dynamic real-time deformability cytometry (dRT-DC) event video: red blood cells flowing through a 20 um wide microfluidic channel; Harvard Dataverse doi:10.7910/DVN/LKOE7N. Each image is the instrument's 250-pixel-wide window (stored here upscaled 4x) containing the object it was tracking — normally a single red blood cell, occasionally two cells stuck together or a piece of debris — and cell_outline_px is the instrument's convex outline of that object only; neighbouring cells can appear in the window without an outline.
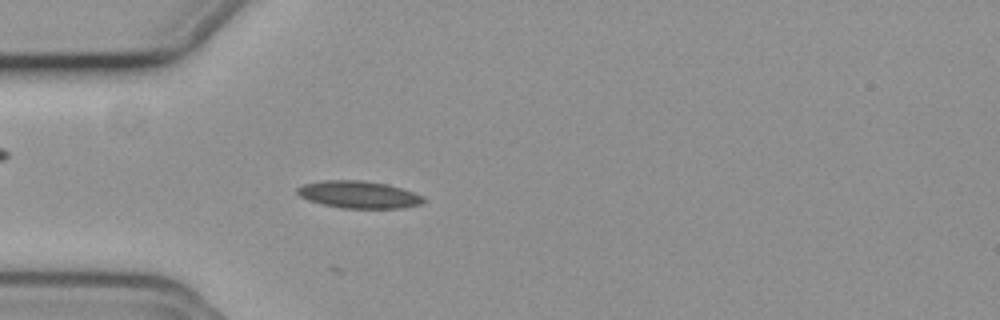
{"species": "common noctule bat (a hibernating species)", "species_latin": "Nyctalus noctula", "temperature_condition": "cold", "stored_images_in_passage": 53, "camera_frame_rate_fps": 3000, "um_per_image_px": 0.085, "animal": {"sex": "female", "body_mass_g": 19.3, "forearm_length_mm": 54.1}, "frame": {"image": 1, "passage_image": 13, "time_ms": 4.0, "image_size_px": [1000, 320], "cell_outline_px": [[424, 200], [420, 204], [404, 208], [340, 208], [308, 200], [300, 196], [296, 192], [296, 188], [304, 184], [324, 180], [360, 180], [388, 184], [424, 196]], "centroid_in_image_um": [30.48, 16.54], "position_along_channel_um": 54.5, "area_um2": 19.94}}
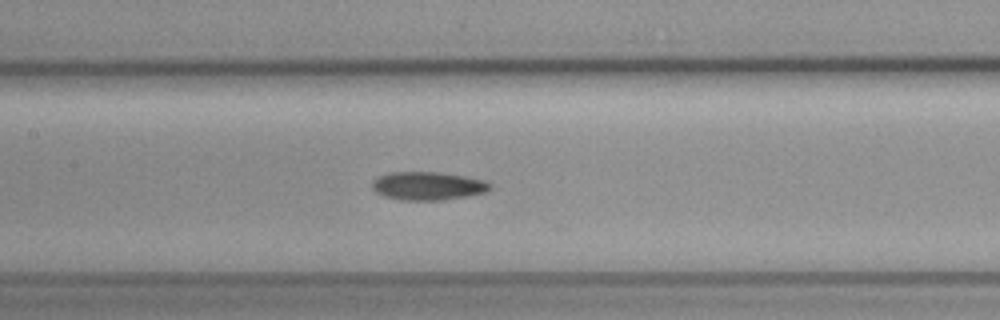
{"frame": {"image": 2, "passage_image": 23, "time_ms": 7.333, "image_size_px": [1000, 320], "cell_outline_px": [[492, 188], [488, 192], [468, 196], [444, 200], [400, 200], [384, 196], [376, 192], [372, 188], [372, 184], [380, 176], [388, 172], [436, 172], [464, 176], [484, 180], [492, 184]], "centroid_in_image_um": [36.42, 15.81], "position_along_channel_um": 171.0, "area_um2": 19.48}}
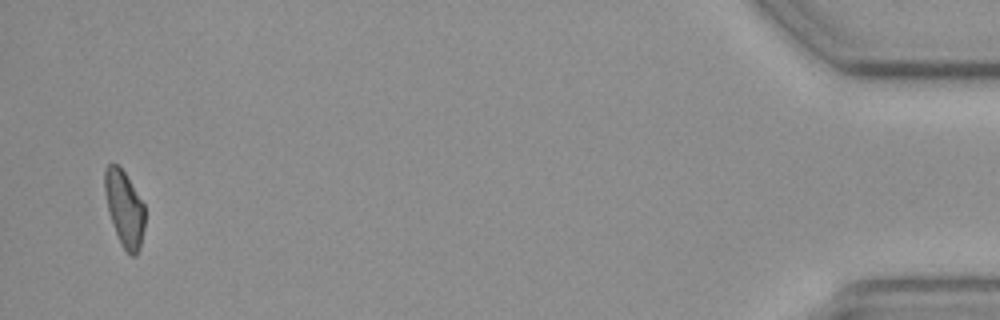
{"frame": {"image": 3, "passage_image": 51, "time_ms": 16.667, "image_size_px": [1000, 320], "cell_outline_px": [[144, 228], [140, 248], [136, 256], [132, 256], [120, 244], [108, 212], [104, 192], [104, 168], [108, 164], [116, 164], [124, 172], [144, 204]], "centroid_in_image_um": [10.56, 17.73], "position_along_channel_um": 424.6, "area_um2": 17.69}, "authors_computed_cell_mechanics": {"area_um2": 18.6116, "velocity_mm_per_s": 3.7176, "shape_relaxation_time_tau1_ms": 7.167, "shape_relaxation_time_tau2_ms": null, "deformation_change_tau1": 0.1544, "deformation_change_tau2": null}}